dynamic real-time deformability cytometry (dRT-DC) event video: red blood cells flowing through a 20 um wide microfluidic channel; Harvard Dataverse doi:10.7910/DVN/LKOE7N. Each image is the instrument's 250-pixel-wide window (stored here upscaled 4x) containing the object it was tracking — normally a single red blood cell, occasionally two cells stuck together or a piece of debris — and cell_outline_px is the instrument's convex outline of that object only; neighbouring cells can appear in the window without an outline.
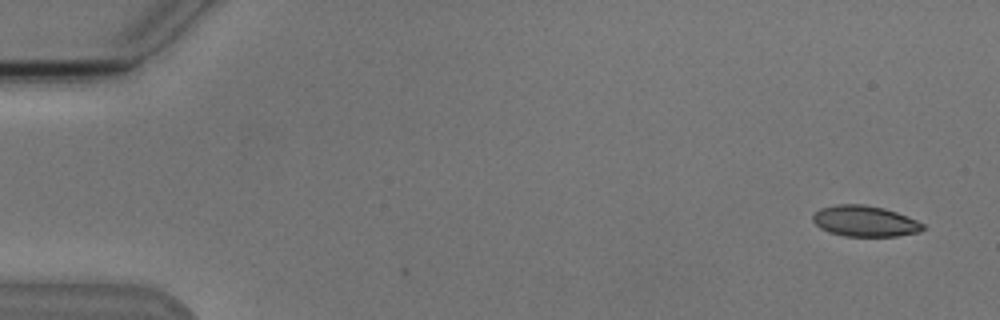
{"species": "Egyptian fruit bat (a non-hibernating species)", "species_latin": "Rousettus aegyptiacus", "temperature_condition": "cold", "stored_images_in_passage": 2, "camera_frame_rate_fps": 3000, "um_per_image_px": 0.085, "animal": {"sex": "male"}, "frame": {"image": 1, "passage_image": 1, "time_ms": 0.0, "image_size_px": [1000, 320], "cell_outline_px": [[928, 228], [920, 232], [896, 236], [844, 236], [828, 232], [820, 228], [812, 220], [812, 216], [820, 208], [836, 204], [864, 204], [884, 208], [896, 212], [916, 220], [924, 224]], "centroid_in_image_um": [73.52, 18.8], "position_along_channel_um": 11.5, "area_um2": 19.94}}